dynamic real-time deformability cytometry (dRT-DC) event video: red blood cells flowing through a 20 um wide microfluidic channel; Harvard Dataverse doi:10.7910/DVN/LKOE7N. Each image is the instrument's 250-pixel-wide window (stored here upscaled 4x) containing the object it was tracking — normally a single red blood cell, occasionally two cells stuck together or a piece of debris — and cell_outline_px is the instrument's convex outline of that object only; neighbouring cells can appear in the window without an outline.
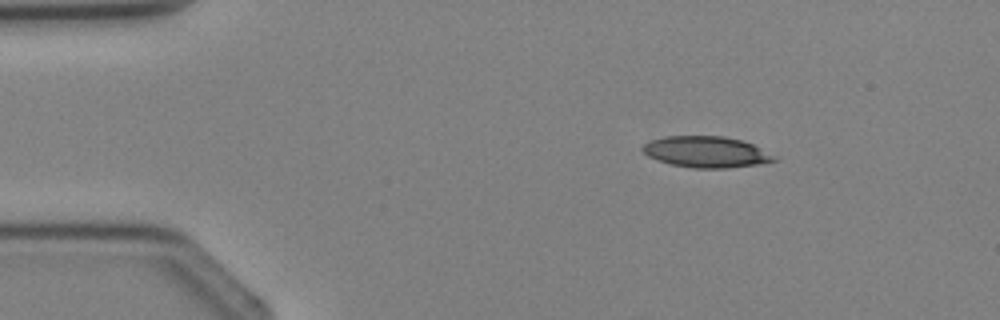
{"species": "Egyptian fruit bat (a non-hibernating species)", "species_latin": "Rousettus aegyptiacus", "temperature_condition": "cold", "stored_images_in_passage": 2, "camera_frame_rate_fps": 3000, "um_per_image_px": 0.085, "animal": {"sex": "female"}, "frame": {"image": 1, "passage_image": 1, "time_ms": 0.0, "image_size_px": [1000, 320], "cell_outline_px": [[776, 160], [756, 164], [728, 168], [692, 168], [672, 164], [656, 160], [648, 156], [640, 148], [644, 144], [652, 140], [664, 136], [724, 136], [740, 140], [752, 144], [776, 156]], "centroid_in_image_um": [59.99, 12.91], "position_along_channel_um": 25.0, "area_um2": 23.7}}